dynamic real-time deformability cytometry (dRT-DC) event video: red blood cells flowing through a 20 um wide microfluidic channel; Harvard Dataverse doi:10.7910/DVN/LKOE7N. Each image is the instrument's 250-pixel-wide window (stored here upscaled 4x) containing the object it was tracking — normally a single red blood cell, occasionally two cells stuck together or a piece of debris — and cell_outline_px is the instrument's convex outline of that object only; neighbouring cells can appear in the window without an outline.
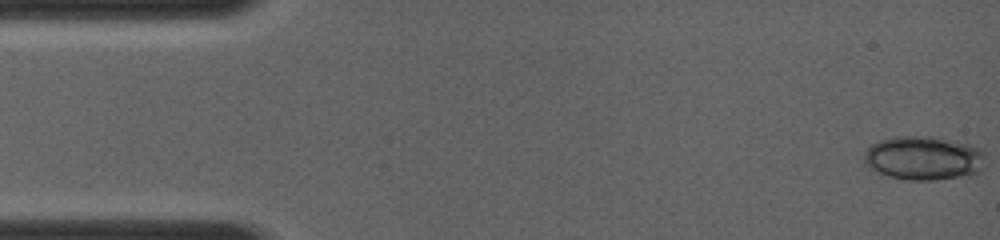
{"species": "common noctule bat (a hibernating species)", "species_latin": "Nyctalus noctula", "temperature_condition": "room temperature", "stored_images_in_passage": 7, "camera_frame_rate_fps": 4000, "um_per_image_px": 0.085, "animal": {"sex": "female", "body_mass_g": 19.0, "forearm_length_mm": 56.7}, "frame": {"image": 1, "passage_image": 1, "time_ms": 0.0, "image_size_px": [1000, 240], "cell_outline_px": [[984, 156], [980, 172], [936, 180], [912, 180], [888, 176], [868, 168], [864, 164], [864, 152], [872, 144], [880, 140], [904, 136], [932, 136], [968, 144], [980, 148], [984, 152]], "centroid_in_image_um": [78.48, 13.43], "position_along_channel_um": 6.5, "area_um2": 30.81}}
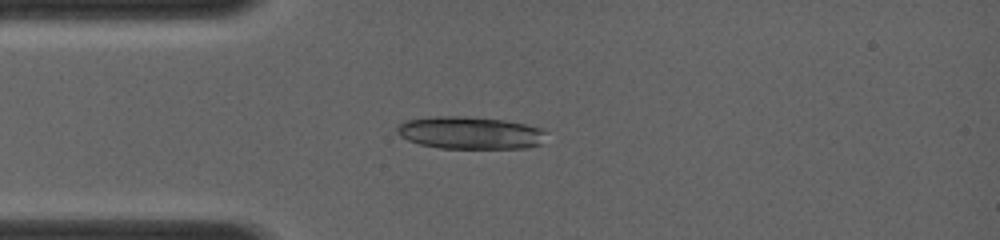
{"frame": {"image": 2, "passage_image": 7, "time_ms": 3.25, "image_size_px": [1000, 240], "cell_outline_px": [[544, 132], [540, 144], [524, 148], [440, 148], [420, 144], [408, 140], [400, 136], [396, 132], [396, 128], [400, 124], [408, 120], [436, 116], [464, 116], [504, 120], [544, 128]], "centroid_in_image_um": [39.93, 11.29], "position_along_channel_um": 45.1, "area_um2": 27.98}}